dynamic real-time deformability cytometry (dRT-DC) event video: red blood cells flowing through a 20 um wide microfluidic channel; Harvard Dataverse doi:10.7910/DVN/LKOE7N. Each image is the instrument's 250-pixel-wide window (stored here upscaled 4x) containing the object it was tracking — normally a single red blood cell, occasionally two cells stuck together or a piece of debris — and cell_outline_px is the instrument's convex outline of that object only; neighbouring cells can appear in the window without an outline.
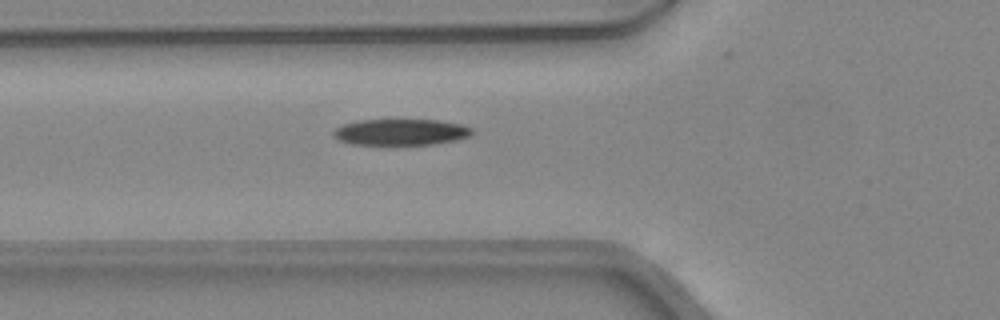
{"species": "common noctule bat (a hibernating species)", "species_latin": "Nyctalus noctula", "temperature_condition": "warm", "stored_images_in_passage": 29, "camera_frame_rate_fps": 3000, "um_per_image_px": 0.085, "animal": {"sex": "female", "body_mass_g": 24.6, "forearm_length_mm": 56.2}, "frame": {"image": 1, "passage_image": 3, "time_ms": 0.667, "image_size_px": [1000, 320], "cell_outline_px": [[472, 132], [468, 136], [456, 140], [432, 144], [352, 144], [340, 140], [332, 136], [332, 132], [340, 124], [356, 120], [440, 120], [460, 124], [472, 128]], "centroid_in_image_um": [34.01, 11.21], "position_along_channel_um": 91.8, "area_um2": 21.1}}
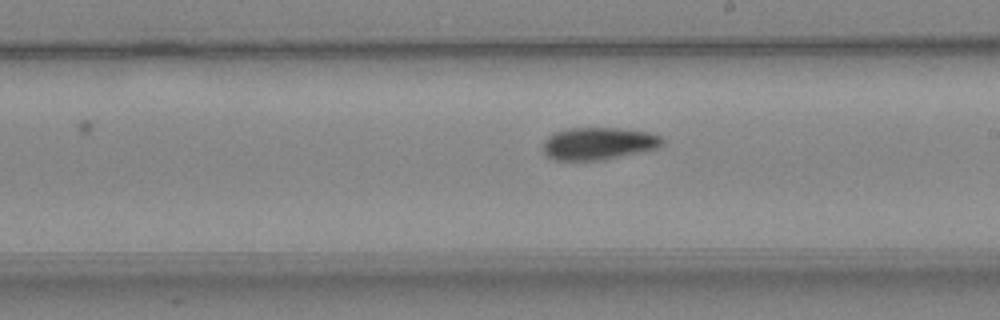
{"frame": {"image": 2, "passage_image": 13, "time_ms": 4.0, "image_size_px": [1000, 320], "cell_outline_px": [[664, 140], [656, 148], [604, 160], [556, 160], [548, 156], [544, 152], [544, 140], [552, 132], [568, 128], [616, 128], [648, 132], [660, 136]], "centroid_in_image_um": [50.82, 12.19], "position_along_channel_um": 238.2, "area_um2": 22.31}}
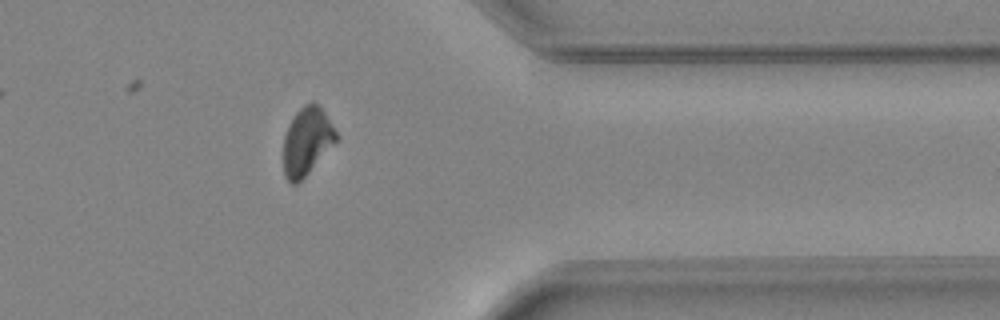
{"frame": {"image": 3, "passage_image": 24, "time_ms": 7.667, "image_size_px": [1000, 320], "cell_outline_px": [[340, 136], [308, 172], [296, 184], [292, 184], [284, 176], [284, 136], [288, 124], [296, 112], [304, 104], [312, 100], [324, 112]], "centroid_in_image_um": [26.07, 11.97], "position_along_channel_um": 385.3, "area_um2": 20.52}, "authors_computed_cell_mechanics": {"area_um2": 22.3108, "velocity_mm_per_s": 4.3818, "shape_relaxation_time_tau1_ms": 4.0804, "shape_relaxation_time_tau2_ms": 5.2795, "deformation_change_tau1": 0.1735, "deformation_change_tau2": 0.1198}}